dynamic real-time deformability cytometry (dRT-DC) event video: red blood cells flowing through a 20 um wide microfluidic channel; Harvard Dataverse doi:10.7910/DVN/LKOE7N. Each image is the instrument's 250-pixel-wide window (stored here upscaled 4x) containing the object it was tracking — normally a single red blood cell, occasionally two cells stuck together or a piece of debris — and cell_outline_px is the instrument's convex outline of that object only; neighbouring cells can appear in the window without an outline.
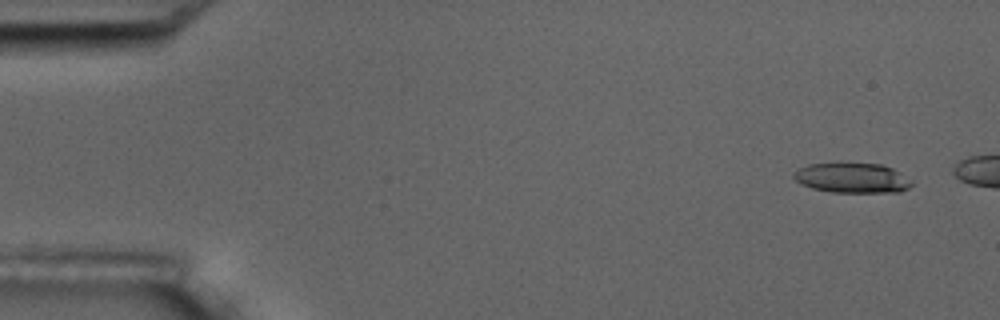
{"species": "common noctule bat (a hibernating species)", "species_latin": "Nyctalus noctula", "temperature_condition": "room temperature", "stored_images_in_passage": 4, "camera_frame_rate_fps": 3000, "um_per_image_px": 0.085, "animal": {"sex": "male", "body_mass_g": 17.5, "forearm_length_mm": 52.3}, "frame": {"image": 1, "passage_image": 1, "time_ms": 0.0, "image_size_px": [1000, 320], "cell_outline_px": [[912, 184], [908, 188], [900, 192], [832, 192], [812, 188], [800, 184], [792, 176], [792, 172], [796, 168], [808, 164], [880, 164], [892, 168], [912, 180]], "centroid_in_image_um": [72.4, 15.13], "position_along_channel_um": 12.6, "area_um2": 20.52}}